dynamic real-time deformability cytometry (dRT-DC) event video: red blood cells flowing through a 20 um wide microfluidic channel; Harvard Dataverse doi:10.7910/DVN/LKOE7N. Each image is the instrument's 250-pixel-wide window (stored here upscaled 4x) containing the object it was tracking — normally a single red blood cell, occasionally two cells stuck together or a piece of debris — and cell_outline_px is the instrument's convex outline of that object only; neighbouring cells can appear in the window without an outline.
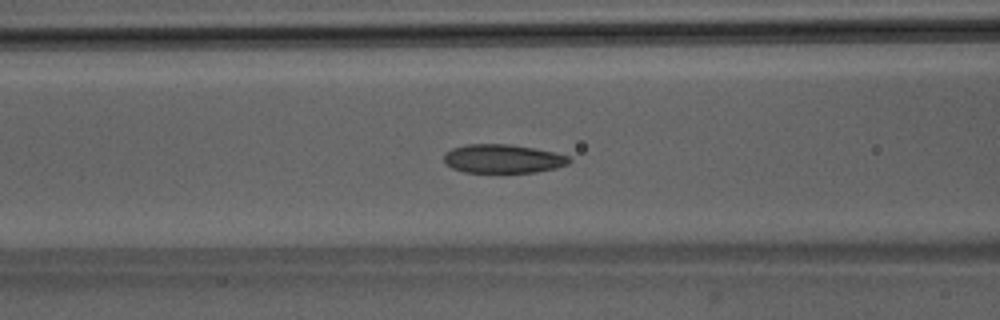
{"species": "Egyptian fruit bat (a non-hibernating species)", "species_latin": "Rousettus aegyptiacus", "temperature_condition": "room temperature", "stored_images_in_passage": 51, "camera_frame_rate_fps": 3000, "um_per_image_px": 0.085, "animal": {"sex": "male"}, "frame": {"image": 1, "passage_image": 21, "time_ms": 6.667, "image_size_px": [1000, 320], "cell_outline_px": [[572, 160], [568, 164], [556, 168], [536, 172], [464, 172], [452, 168], [444, 164], [444, 152], [452, 148], [468, 144], [508, 144], [536, 148], [568, 156]], "centroid_in_image_um": [42.72, 13.49], "position_along_channel_um": 123.9, "area_um2": 21.04}}
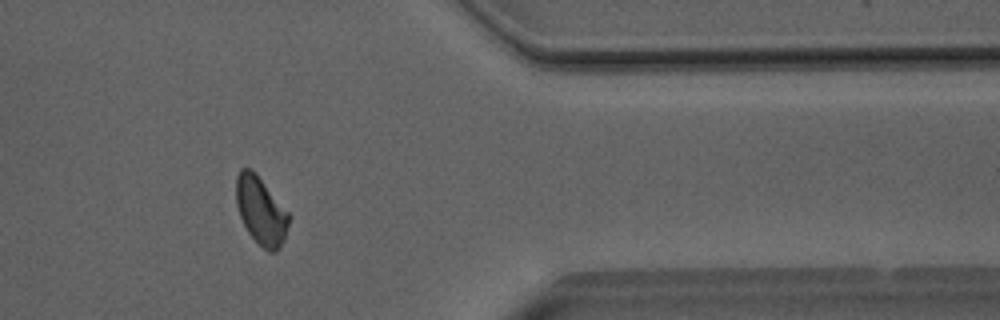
{"frame": {"image": 2, "passage_image": 42, "time_ms": 13.667, "image_size_px": [1000, 320], "cell_outline_px": [[288, 224], [284, 240], [280, 248], [276, 252], [268, 252], [248, 232], [240, 216], [236, 204], [236, 176], [240, 168], [252, 168], [256, 172], [288, 212]], "centroid_in_image_um": [22.16, 17.88], "position_along_channel_um": 389.2, "area_um2": 20.69}}
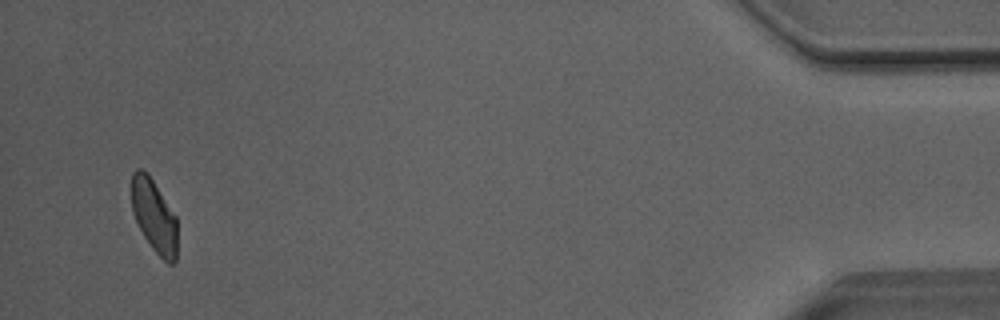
{"frame": {"image": 3, "passage_image": 49, "time_ms": 16.0, "image_size_px": [1000, 320], "cell_outline_px": [[176, 260], [172, 264], [168, 264], [152, 248], [144, 236], [132, 212], [128, 188], [132, 172], [136, 168], [140, 168], [148, 172], [176, 216]], "centroid_in_image_um": [13.04, 18.26], "position_along_channel_um": 422.2, "area_um2": 19.94}, "authors_computed_cell_mechanics": {"area_um2": 21.4438, "velocity_mm_per_s": 4.0496, "shape_relaxation_time_tau1_ms": 6.1519, "shape_relaxation_time_tau2_ms": 1.7215, "deformation_change_tau1": 0.1318, "deformation_change_tau2": 0.0686}}